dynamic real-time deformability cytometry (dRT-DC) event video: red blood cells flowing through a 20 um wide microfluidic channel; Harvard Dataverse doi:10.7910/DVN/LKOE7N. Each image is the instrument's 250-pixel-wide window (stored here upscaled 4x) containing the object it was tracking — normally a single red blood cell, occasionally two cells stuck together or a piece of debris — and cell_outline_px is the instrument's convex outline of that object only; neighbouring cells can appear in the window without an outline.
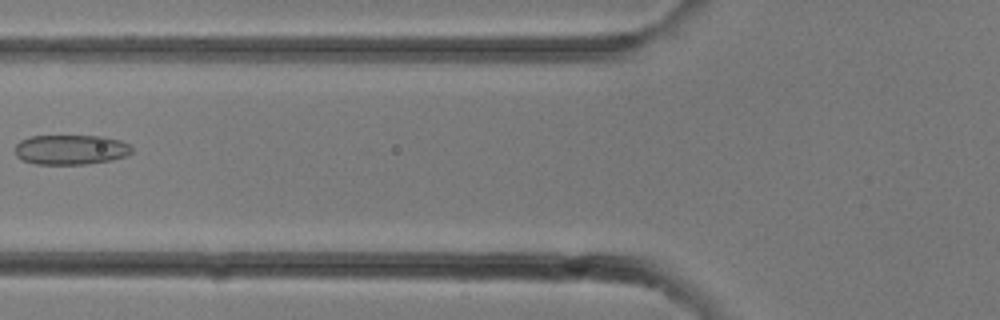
{"species": "common noctule bat (a hibernating species)", "species_latin": "Nyctalus noctula", "temperature_condition": "room temperature", "stored_images_in_passage": 21, "camera_frame_rate_fps": 3000, "um_per_image_px": 0.085, "animal": {"sex": "female"}, "frame": {"image": 1, "passage_image": 4, "time_ms": 1.0, "image_size_px": [1000, 320], "cell_outline_px": [[132, 152], [124, 156], [112, 160], [84, 164], [36, 164], [20, 160], [16, 156], [16, 144], [20, 140], [28, 136], [104, 136], [120, 140], [132, 144]], "centroid_in_image_um": [6.02, 12.71], "position_along_channel_um": 119.8, "area_um2": 20.52}}
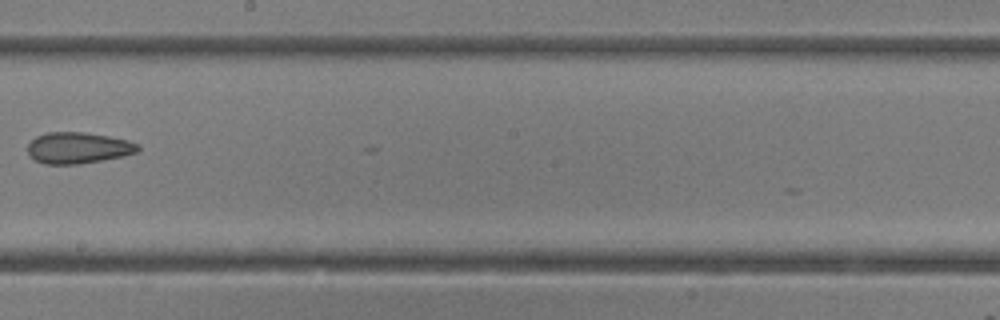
{"frame": {"image": 2, "passage_image": 9, "time_ms": 2.667, "image_size_px": [1000, 320], "cell_outline_px": [[140, 148], [136, 152], [124, 156], [80, 164], [44, 164], [36, 160], [28, 152], [28, 144], [36, 136], [48, 132], [84, 132], [108, 136], [128, 140], [140, 144]], "centroid_in_image_um": [6.66, 12.57], "position_along_channel_um": 241.5, "area_um2": 20.06}}
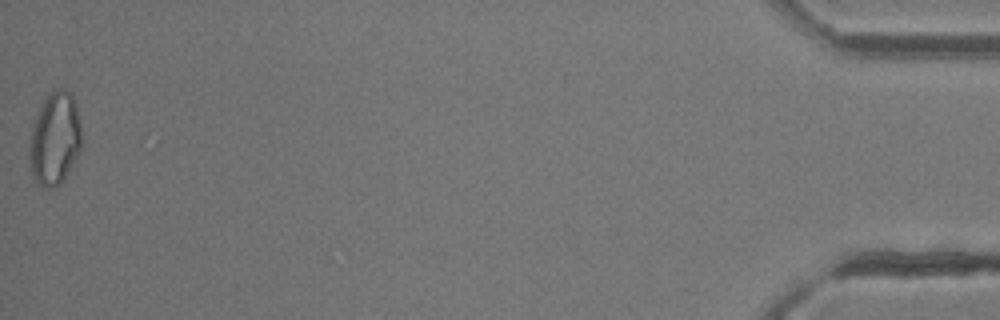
{"frame": {"image": 3, "passage_image": 21, "time_ms": 6.667, "image_size_px": [1000, 320], "cell_outline_px": [[84, 140], [80, 152], [64, 180], [56, 188], [44, 188], [32, 176], [28, 156], [28, 144], [32, 128], [40, 108], [44, 100], [56, 88], [64, 88], [72, 92], [76, 104], [80, 120]], "centroid_in_image_um": [4.69, 11.81], "position_along_channel_um": 430.5, "area_um2": 28.9}}